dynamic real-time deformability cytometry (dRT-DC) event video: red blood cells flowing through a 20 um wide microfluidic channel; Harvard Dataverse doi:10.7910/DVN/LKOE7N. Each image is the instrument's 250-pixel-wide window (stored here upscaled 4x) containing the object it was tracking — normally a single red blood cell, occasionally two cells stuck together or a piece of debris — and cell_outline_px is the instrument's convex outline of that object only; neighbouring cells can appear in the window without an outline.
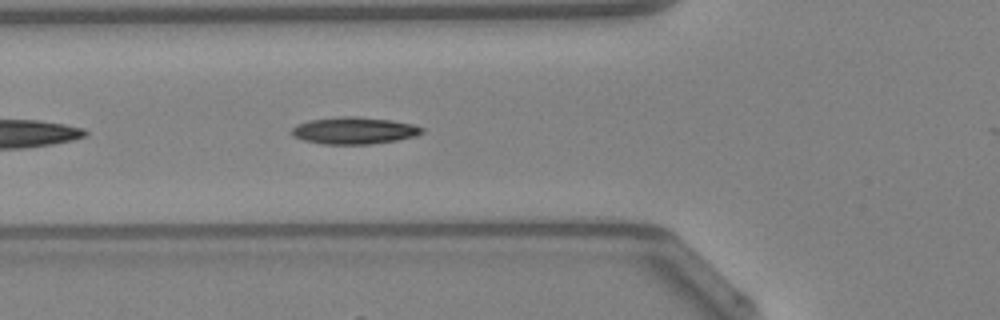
{"species": "Egyptian fruit bat (a non-hibernating species)", "species_latin": "Rousettus aegyptiacus", "temperature_condition": "warm", "stored_images_in_passage": 14, "camera_frame_rate_fps": 3000, "um_per_image_px": 0.085, "animal": {"sex": "female"}, "frame": {"image": 1, "passage_image": 3, "time_ms": 0.667, "image_size_px": [1000, 320], "cell_outline_px": [[424, 132], [412, 136], [396, 140], [368, 144], [324, 144], [304, 140], [292, 136], [292, 128], [296, 124], [308, 120], [348, 116], [352, 116], [388, 120], [412, 124], [424, 128]], "centroid_in_image_um": [30.05, 11.1], "position_along_channel_um": 95.7, "area_um2": 20.11}}